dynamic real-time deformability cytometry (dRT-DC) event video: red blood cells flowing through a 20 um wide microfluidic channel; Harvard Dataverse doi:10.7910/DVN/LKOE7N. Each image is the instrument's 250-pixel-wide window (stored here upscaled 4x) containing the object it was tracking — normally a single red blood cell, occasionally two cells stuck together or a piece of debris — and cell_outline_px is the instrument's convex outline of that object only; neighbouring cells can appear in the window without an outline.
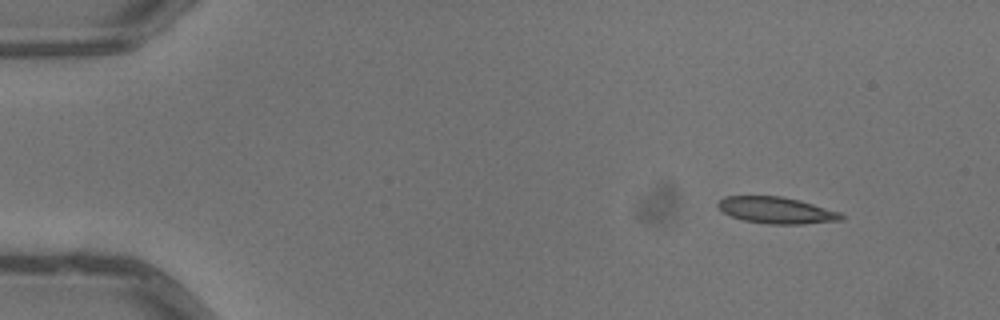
{"species": "common noctule bat (a hibernating species)", "species_latin": "Nyctalus noctula", "temperature_condition": "warm", "stored_images_in_passage": 5, "camera_frame_rate_fps": 3000, "um_per_image_px": 0.085, "animal": {"sex": "male", "body_mass_g": 13.3}, "frame": {"image": 1, "passage_image": 1, "time_ms": 0.0, "image_size_px": [1000, 320], "cell_outline_px": [[844, 220], [804, 224], [768, 224], [744, 220], [732, 216], [724, 212], [716, 204], [724, 196], [780, 196], [800, 200], [840, 212], [844, 216]], "centroid_in_image_um": [66.03, 17.87], "position_along_channel_um": 19.0, "area_um2": 19.02}}
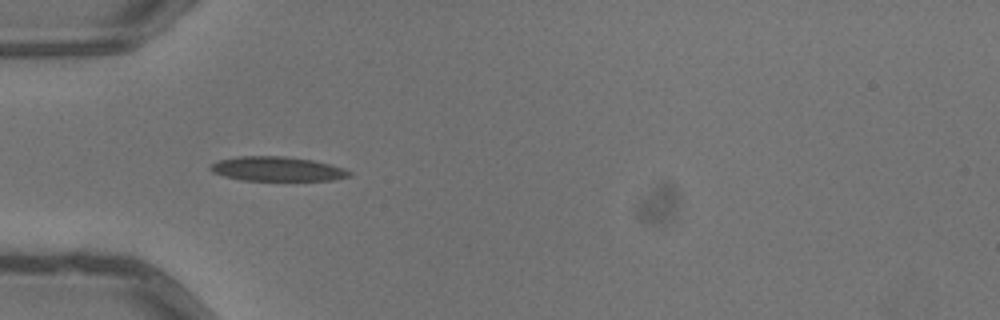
{"frame": {"image": 2, "passage_image": 4, "time_ms": 1.0, "image_size_px": [1000, 320], "cell_outline_px": [[352, 176], [332, 180], [240, 180], [224, 176], [212, 172], [208, 168], [212, 164], [220, 160], [236, 156], [284, 156], [312, 160], [344, 168], [352, 172]], "centroid_in_image_um": [23.55, 14.36], "position_along_channel_um": 61.4, "area_um2": 19.71}}
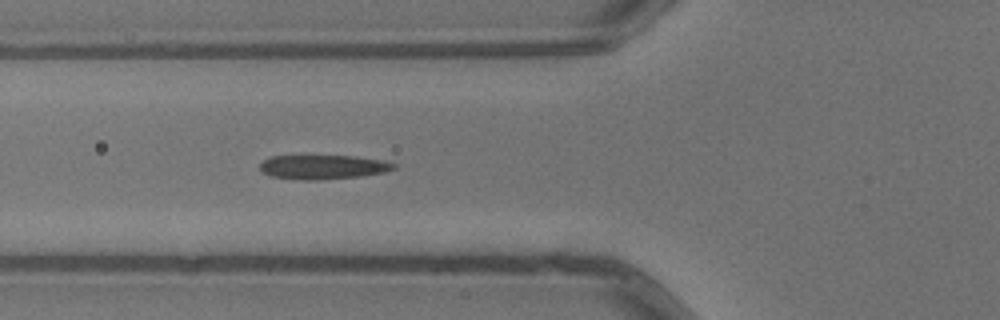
{"frame": {"image": 3, "passage_image": 5, "time_ms": 1.333, "image_size_px": [1000, 320], "cell_outline_px": [[396, 168], [384, 172], [360, 176], [320, 180], [304, 180], [272, 176], [260, 172], [260, 164], [264, 160], [272, 156], [356, 156], [384, 160], [396, 164]], "centroid_in_image_um": [27.47, 14.19], "position_along_channel_um": 98.3, "area_um2": 18.9}}